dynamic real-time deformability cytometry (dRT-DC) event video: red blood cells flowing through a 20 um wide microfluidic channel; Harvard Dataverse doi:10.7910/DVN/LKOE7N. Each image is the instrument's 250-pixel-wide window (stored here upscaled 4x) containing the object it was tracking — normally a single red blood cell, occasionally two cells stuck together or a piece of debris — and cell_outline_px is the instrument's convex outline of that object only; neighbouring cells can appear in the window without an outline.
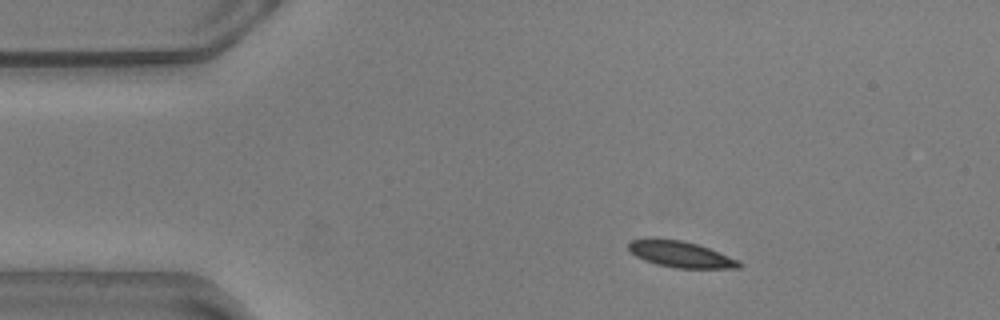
{"species": "common noctule bat (a hibernating species)", "species_latin": "Nyctalus noctula", "temperature_condition": "warm", "stored_images_in_passage": 47, "camera_frame_rate_fps": 3000, "um_per_image_px": 0.085, "animal": {"sex": "male", "body_mass_g": 20.5, "forearm_length_mm": 52.5}, "frame": {"image": 1, "passage_image": 1, "time_ms": 0.0, "image_size_px": [1000, 320], "cell_outline_px": [[744, 264], [740, 268], [676, 268], [656, 264], [644, 260], [636, 256], [628, 248], [628, 240], [652, 236], [684, 240], [708, 248], [740, 260]], "centroid_in_image_um": [57.81, 21.58], "position_along_channel_um": 27.2, "area_um2": 17.34}}
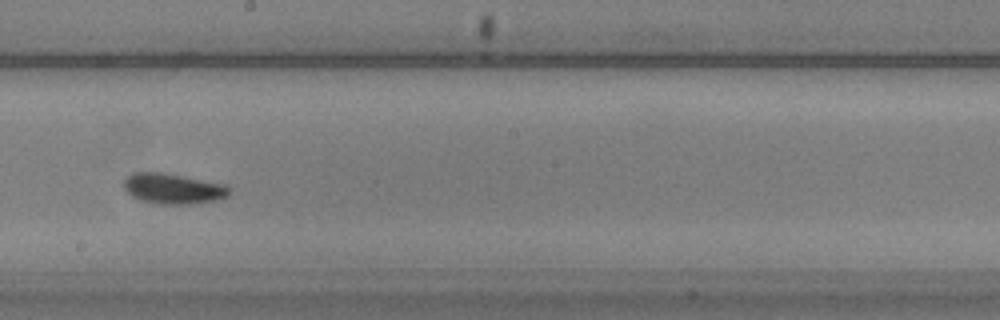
{"frame": {"image": 2, "passage_image": 23, "time_ms": 7.333, "image_size_px": [1000, 320], "cell_outline_px": [[232, 188], [228, 196], [216, 200], [188, 204], [156, 204], [140, 200], [132, 196], [124, 188], [124, 180], [132, 172], [164, 172], [224, 184]], "centroid_in_image_um": [14.71, 16.03], "position_along_channel_um": 233.5, "area_um2": 18.79}}
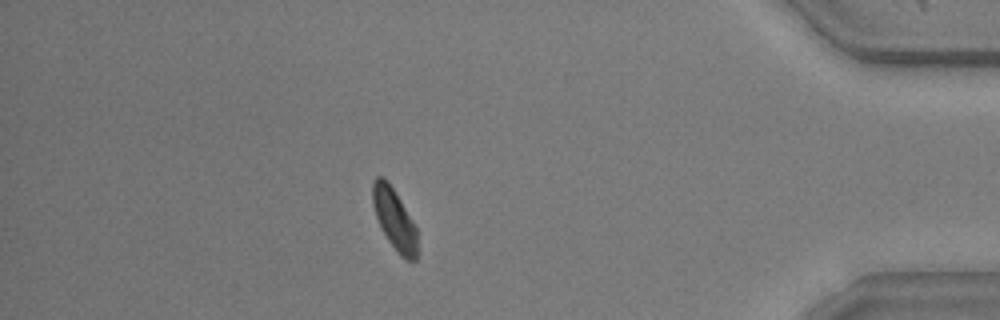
{"frame": {"image": 3, "passage_image": 41, "time_ms": 13.333, "image_size_px": [1000, 320], "cell_outline_px": [[416, 260], [404, 260], [400, 256], [388, 240], [376, 216], [372, 204], [372, 184], [376, 176], [384, 176], [388, 180], [412, 220], [416, 228]], "centroid_in_image_um": [33.5, 18.59], "position_along_channel_um": 401.7, "area_um2": 15.66}}